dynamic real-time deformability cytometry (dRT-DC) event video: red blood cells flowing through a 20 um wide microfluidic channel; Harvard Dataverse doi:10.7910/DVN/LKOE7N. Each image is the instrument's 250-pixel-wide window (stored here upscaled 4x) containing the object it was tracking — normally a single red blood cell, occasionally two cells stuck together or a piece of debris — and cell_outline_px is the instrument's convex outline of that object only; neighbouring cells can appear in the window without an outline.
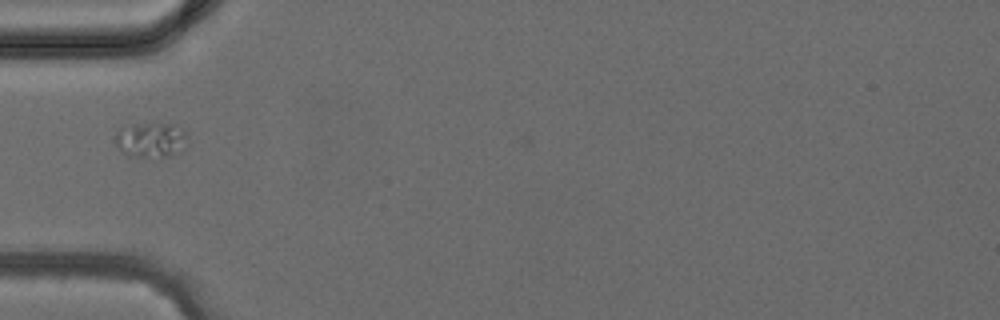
{"species": "common noctule bat (a hibernating species)", "species_latin": "Nyctalus noctula", "temperature_condition": "cold", "stored_images_in_passage": 4, "camera_frame_rate_fps": 3000, "um_per_image_px": 0.085, "animal": {"sex": "female", "body_mass_g": 24.6, "forearm_length_mm": 56.2}, "frame": {"image": 1, "passage_image": 2, "time_ms": 0.333, "image_size_px": [1000, 320], "cell_outline_px": [[188, 136], [184, 148], [180, 152], [168, 156], [128, 156], [116, 144], [116, 132], [120, 128], [132, 124], [156, 120], [180, 124], [184, 128]], "centroid_in_image_um": [12.9, 11.8], "position_along_channel_um": 72.1, "area_um2": 15.43}}